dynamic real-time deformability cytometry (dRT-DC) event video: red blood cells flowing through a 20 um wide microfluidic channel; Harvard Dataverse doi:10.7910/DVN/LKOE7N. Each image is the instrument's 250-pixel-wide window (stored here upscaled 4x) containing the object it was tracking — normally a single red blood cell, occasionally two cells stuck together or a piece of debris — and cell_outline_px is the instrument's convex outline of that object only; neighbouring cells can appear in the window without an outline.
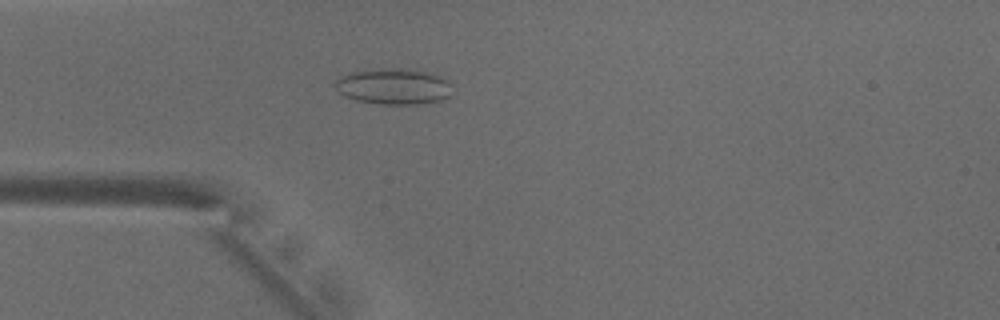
{"species": "common noctule bat (a hibernating species)", "species_latin": "Nyctalus noctula", "temperature_condition": "warm", "stored_images_in_passage": 49, "camera_frame_rate_fps": 3000, "um_per_image_px": 0.085, "animal": {"sex": "male", "body_mass_g": 18.8}, "frame": {"image": 1, "passage_image": 13, "time_ms": 4.0, "image_size_px": [1000, 320], "cell_outline_px": [[448, 96], [440, 100], [424, 104], [380, 104], [356, 100], [344, 96], [336, 88], [336, 80], [340, 76], [348, 72], [380, 68], [396, 68], [428, 72], [440, 76], [448, 80]], "centroid_in_image_um": [33.4, 7.34], "position_along_channel_um": 51.6, "area_um2": 24.33}}
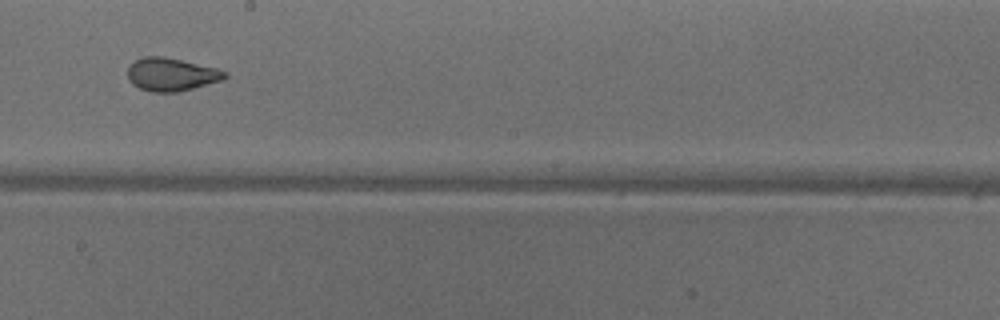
{"frame": {"image": 2, "passage_image": 27, "time_ms": 8.667, "image_size_px": [1000, 320], "cell_outline_px": [[228, 76], [220, 80], [192, 88], [176, 92], [152, 92], [140, 88], [132, 84], [128, 80], [128, 68], [136, 60], [144, 56], [164, 56], [216, 68], [228, 72]], "centroid_in_image_um": [14.54, 6.32], "position_along_channel_um": 233.7, "area_um2": 18.5}}
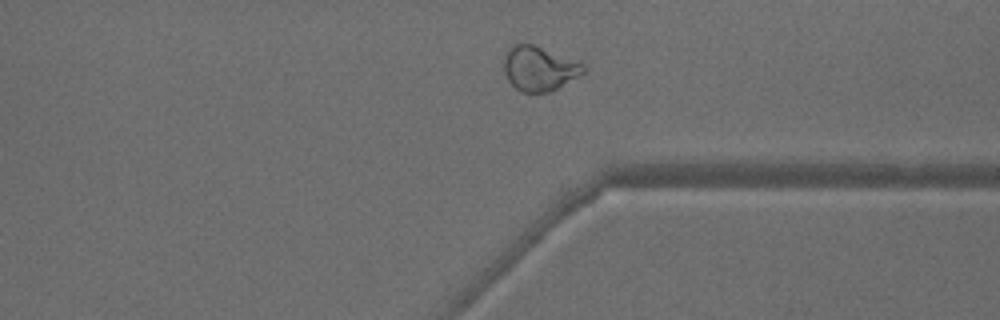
{"frame": {"image": 3, "passage_image": 37, "time_ms": 12.0, "image_size_px": [1000, 320], "cell_outline_px": [[584, 72], [556, 88], [548, 92], [520, 92], [508, 80], [504, 72], [504, 56], [508, 48], [516, 40], [532, 44], [580, 64], [584, 68]], "centroid_in_image_um": [45.7, 5.8], "position_along_channel_um": 365.7, "area_um2": 20.11}, "authors_computed_cell_mechanics": {"area_um2": 21.0392, "velocity_mm_per_s": 4.003, "shape_relaxation_time_tau1_ms": null, "shape_relaxation_time_tau2_ms": 1.0018, "deformation_change_tau1": null, "deformation_change_tau2": 0.0763}}